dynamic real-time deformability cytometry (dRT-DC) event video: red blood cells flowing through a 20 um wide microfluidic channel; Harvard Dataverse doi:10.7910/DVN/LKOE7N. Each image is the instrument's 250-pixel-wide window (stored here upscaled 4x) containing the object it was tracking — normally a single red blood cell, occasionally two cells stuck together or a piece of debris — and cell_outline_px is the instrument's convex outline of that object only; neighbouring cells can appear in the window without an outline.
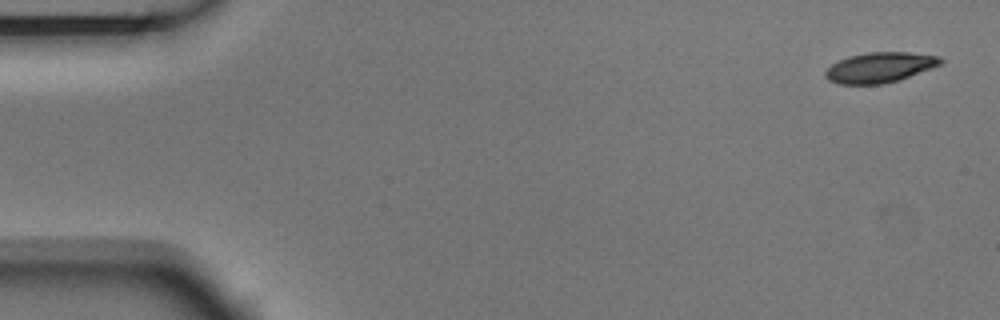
{"species": "Egyptian fruit bat (a non-hibernating species)", "species_latin": "Rousettus aegyptiacus", "temperature_condition": "room temperature", "stored_images_in_passage": 5, "camera_frame_rate_fps": 3000, "um_per_image_px": 0.085, "animal": {"sex": "male"}, "frame": {"image": 1, "passage_image": 1, "time_ms": 0.0, "image_size_px": [1000, 320], "cell_outline_px": [[944, 64], [884, 84], [840, 84], [828, 80], [824, 76], [824, 72], [832, 64], [848, 56], [868, 52], [908, 52], [940, 56], [944, 60]], "centroid_in_image_um": [74.79, 5.72], "position_along_channel_um": 10.2, "area_um2": 20.29}}
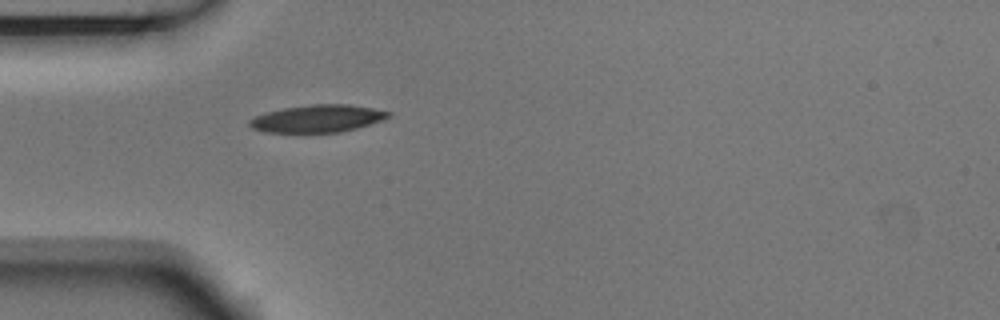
{"frame": {"image": 2, "passage_image": 5, "time_ms": 1.333, "image_size_px": [1000, 320], "cell_outline_px": [[392, 116], [356, 128], [340, 132], [268, 132], [252, 128], [248, 124], [248, 120], [256, 116], [268, 112], [284, 108], [312, 104], [348, 104], [372, 108], [392, 112]], "centroid_in_image_um": [27.0, 10.07], "position_along_channel_um": 58.0, "area_um2": 21.91}}